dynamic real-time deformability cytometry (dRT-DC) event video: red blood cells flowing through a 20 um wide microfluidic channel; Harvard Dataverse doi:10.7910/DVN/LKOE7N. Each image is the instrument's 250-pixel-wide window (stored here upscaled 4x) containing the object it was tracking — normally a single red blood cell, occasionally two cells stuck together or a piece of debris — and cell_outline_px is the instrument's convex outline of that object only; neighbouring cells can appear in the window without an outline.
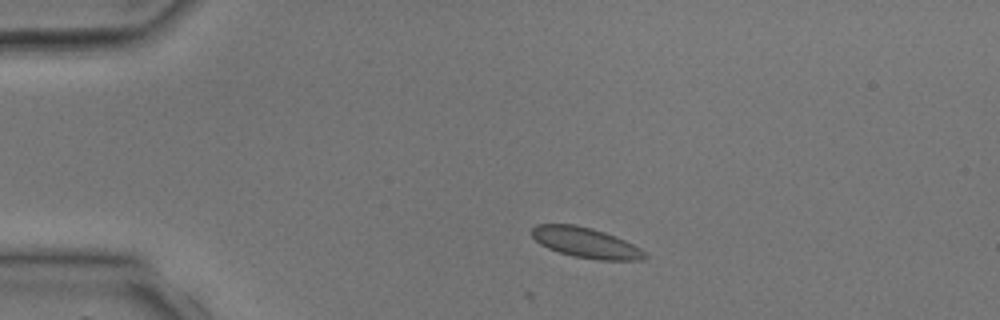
{"species": "common noctule bat (a hibernating species)", "species_latin": "Nyctalus noctula", "temperature_condition": "room temperature", "stored_images_in_passage": 2, "camera_frame_rate_fps": 3000, "um_per_image_px": 0.085, "animal": {"sex": "male", "body_mass_g": 17.9, "forearm_length_mm": 54.2}, "frame": {"image": 1, "passage_image": 1, "time_ms": 0.0, "image_size_px": [1000, 320], "cell_outline_px": [[648, 256], [644, 260], [600, 260], [572, 256], [548, 248], [540, 244], [532, 236], [532, 228], [536, 224], [576, 224], [592, 228], [616, 236], [640, 248]], "centroid_in_image_um": [49.79, 20.62], "position_along_channel_um": 35.2, "area_um2": 19.94}}